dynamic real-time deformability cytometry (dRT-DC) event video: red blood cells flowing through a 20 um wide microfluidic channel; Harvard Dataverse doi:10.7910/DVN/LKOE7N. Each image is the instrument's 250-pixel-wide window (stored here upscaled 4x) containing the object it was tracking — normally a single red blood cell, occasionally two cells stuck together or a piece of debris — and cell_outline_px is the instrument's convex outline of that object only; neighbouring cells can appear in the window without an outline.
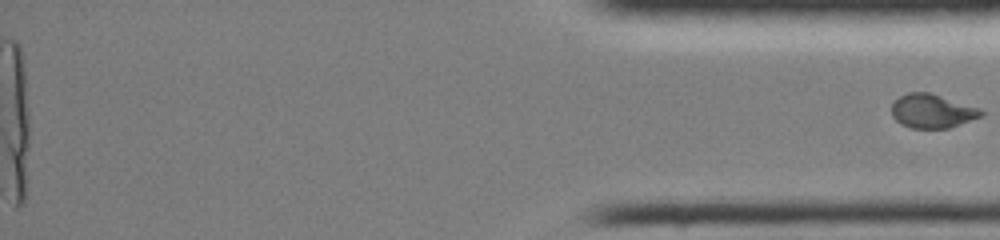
{"species": "common noctule bat (a hibernating species)", "species_latin": "Nyctalus noctula", "temperature_condition": "room temperature", "stored_images_in_passage": 37, "segment_of_instrument_passage": [2, 2], "camera_frame_rate_fps": 3000, "um_per_image_px": 0.085, "animal": {"sex": "female", "body_mass_g": 19.0, "forearm_length_mm": 51.5}, "frame": {"image": 1, "passage_image": 37, "time_ms": 12.0, "image_size_px": [1000, 240], "cell_outline_px": [[984, 116], [948, 128], [912, 128], [900, 124], [892, 116], [892, 104], [900, 96], [908, 92], [928, 92], [980, 108], [984, 112]], "centroid_in_image_um": [79.24, 9.45], "position_along_channel_um": 356.0, "area_um2": 17.63}}